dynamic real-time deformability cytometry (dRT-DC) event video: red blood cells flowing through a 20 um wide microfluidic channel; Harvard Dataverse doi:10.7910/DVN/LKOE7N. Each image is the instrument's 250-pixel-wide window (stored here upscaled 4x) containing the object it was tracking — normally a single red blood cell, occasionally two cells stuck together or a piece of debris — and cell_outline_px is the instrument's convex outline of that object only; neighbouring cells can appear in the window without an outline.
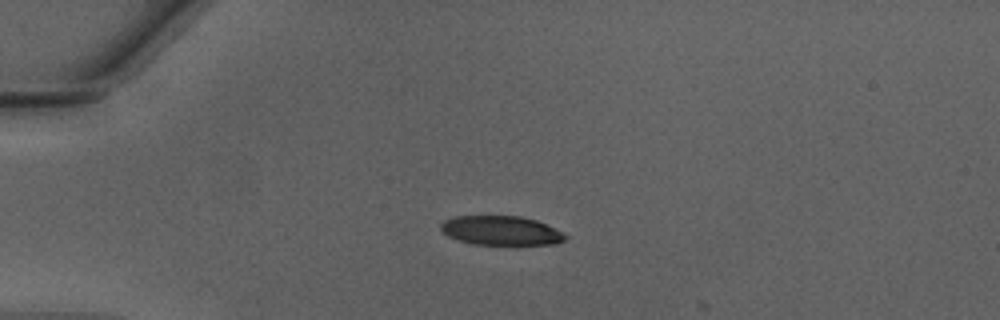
{"species": "Egyptian fruit bat (a non-hibernating species)", "species_latin": "Rousettus aegyptiacus", "temperature_condition": "warm", "stored_images_in_passage": 14, "camera_frame_rate_fps": 3000, "um_per_image_px": 0.085, "animal": {"sex": "male"}, "frame": {"image": 1, "passage_image": 13, "time_ms": 4.0, "image_size_px": [1000, 320], "cell_outline_px": [[568, 236], [564, 240], [556, 244], [472, 244], [448, 236], [440, 228], [440, 224], [444, 220], [456, 216], [520, 216], [536, 220]], "centroid_in_image_um": [42.55, 19.59], "position_along_channel_um": 42.4, "area_um2": 20.87}}